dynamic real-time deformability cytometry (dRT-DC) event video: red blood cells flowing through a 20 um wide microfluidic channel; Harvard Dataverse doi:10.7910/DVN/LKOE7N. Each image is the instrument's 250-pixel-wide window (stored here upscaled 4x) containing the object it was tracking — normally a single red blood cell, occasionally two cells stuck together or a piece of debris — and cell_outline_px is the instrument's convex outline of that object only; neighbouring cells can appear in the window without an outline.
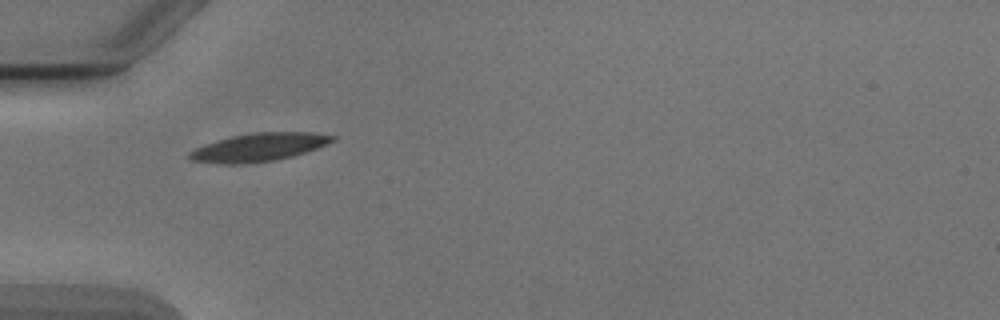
{"species": "Egyptian fruit bat (a non-hibernating species)", "species_latin": "Rousettus aegyptiacus", "temperature_condition": "cold", "stored_images_in_passage": 2, "camera_frame_rate_fps": 3000, "um_per_image_px": 0.085, "animal": {"sex": "male"}, "frame": {"image": 1, "passage_image": 1, "time_ms": 0.0, "image_size_px": [1000, 320], "cell_outline_px": [[336, 140], [316, 148], [292, 156], [272, 160], [236, 164], [220, 164], [192, 160], [188, 156], [188, 152], [204, 144], [232, 136], [256, 132], [312, 132], [336, 136]], "centroid_in_image_um": [22.0, 12.5], "position_along_channel_um": 63.0, "area_um2": 23.12}}
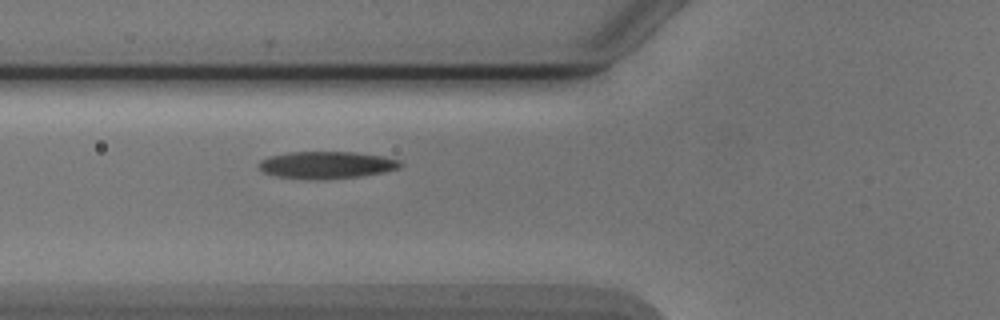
{"frame": {"image": 2, "passage_image": 2, "time_ms": 1.0, "image_size_px": [1000, 320], "cell_outline_px": [[404, 164], [400, 168], [384, 172], [360, 176], [276, 176], [264, 172], [256, 164], [260, 160], [268, 156], [288, 152], [356, 152], [384, 156], [400, 160]], "centroid_in_image_um": [27.81, 13.95], "position_along_channel_um": 98.0, "area_um2": 21.39}}